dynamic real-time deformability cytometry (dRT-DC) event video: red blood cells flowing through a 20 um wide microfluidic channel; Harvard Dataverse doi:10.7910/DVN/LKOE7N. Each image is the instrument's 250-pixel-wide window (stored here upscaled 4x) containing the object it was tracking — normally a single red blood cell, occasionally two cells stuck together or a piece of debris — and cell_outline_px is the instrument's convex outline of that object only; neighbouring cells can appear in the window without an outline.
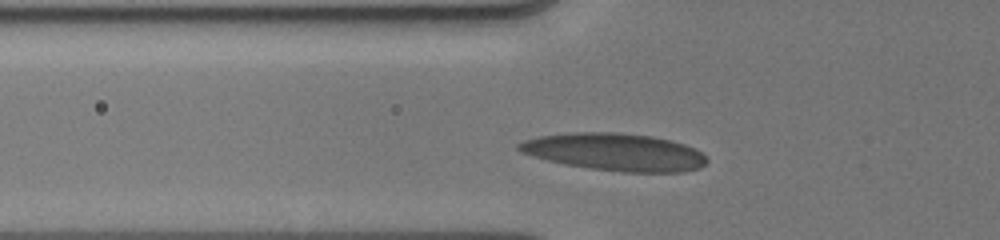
{"species": "human", "species_latin": "Homo sapiens", "temperature_condition": "cold", "stored_images_in_passage": 8, "camera_frame_rate_fps": 3000, "um_per_image_px": 0.085, "donor": {"sex": "male"}, "frame": {"image": 1, "passage_image": 4, "time_ms": 2.0, "image_size_px": [1000, 240], "cell_outline_px": [[708, 160], [700, 168], [684, 172], [624, 172], [588, 168], [548, 160], [532, 156], [520, 152], [516, 148], [516, 144], [524, 140], [540, 136], [572, 132], [620, 132], [652, 136], [672, 140], [696, 148]], "centroid_in_image_um": [52.27, 12.91], "position_along_channel_um": 73.5, "area_um2": 41.1}}
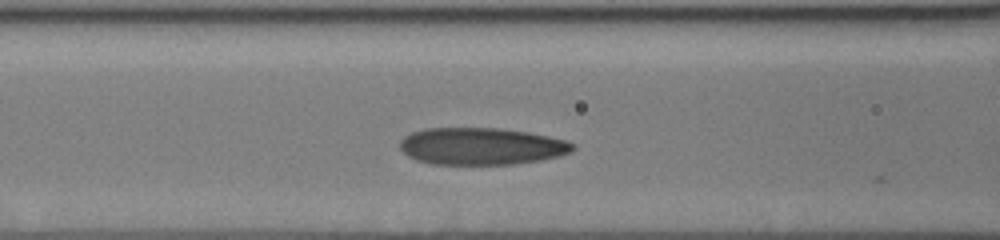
{"frame": {"image": 2, "passage_image": 6, "time_ms": 3.333, "image_size_px": [1000, 240], "cell_outline_px": [[576, 148], [572, 152], [560, 156], [540, 160], [512, 164], [432, 164], [416, 160], [408, 156], [400, 148], [400, 140], [404, 136], [412, 132], [424, 128], [500, 128], [528, 132], [568, 140]], "centroid_in_image_um": [40.92, 12.43], "position_along_channel_um": 125.7, "area_um2": 37.51}}
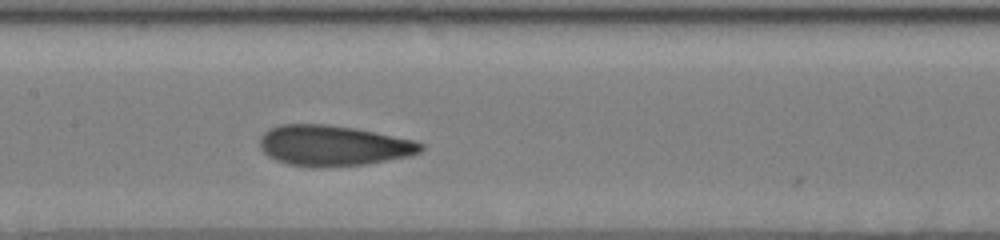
{"frame": {"image": 3, "passage_image": 8, "time_ms": 4.667, "image_size_px": [1000, 240], "cell_outline_px": [[424, 148], [420, 152], [408, 156], [368, 164], [288, 164], [276, 160], [268, 156], [260, 148], [260, 136], [268, 128], [280, 124], [328, 124], [356, 128], [412, 140], [424, 144]], "centroid_in_image_um": [28.31, 12.32], "position_along_channel_um": 179.1, "area_um2": 37.11}}